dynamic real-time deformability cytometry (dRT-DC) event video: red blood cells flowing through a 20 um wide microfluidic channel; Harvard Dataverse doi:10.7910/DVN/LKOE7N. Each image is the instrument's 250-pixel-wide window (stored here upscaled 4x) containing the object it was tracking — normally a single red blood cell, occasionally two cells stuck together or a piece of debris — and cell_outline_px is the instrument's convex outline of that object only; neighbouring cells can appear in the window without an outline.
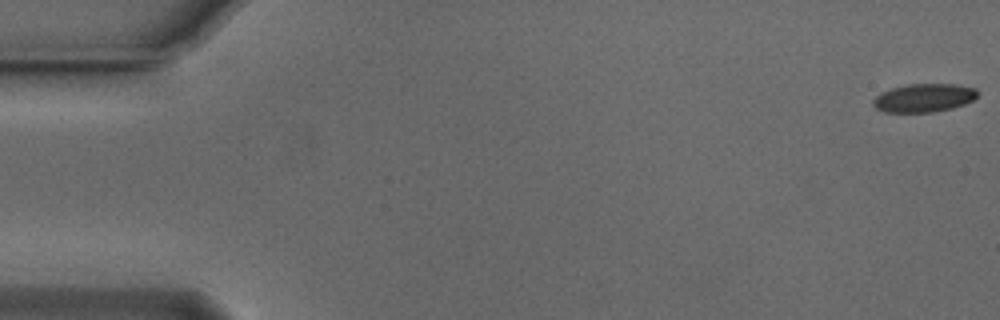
{"species": "Egyptian fruit bat (a non-hibernating species)", "species_latin": "Rousettus aegyptiacus", "temperature_condition": "cold", "stored_images_in_passage": 11, "camera_frame_rate_fps": 3000, "um_per_image_px": 0.085, "animal": {"sex": "male"}, "frame": {"image": 1, "passage_image": 1, "time_ms": 0.0, "image_size_px": [1000, 320], "cell_outline_px": [[980, 92], [972, 100], [964, 104], [952, 108], [932, 112], [884, 112], [876, 108], [872, 104], [872, 100], [876, 96], [892, 88], [908, 84], [956, 84], [976, 88]], "centroid_in_image_um": [78.55, 8.32], "position_along_channel_um": 6.5, "area_um2": 17.22}}